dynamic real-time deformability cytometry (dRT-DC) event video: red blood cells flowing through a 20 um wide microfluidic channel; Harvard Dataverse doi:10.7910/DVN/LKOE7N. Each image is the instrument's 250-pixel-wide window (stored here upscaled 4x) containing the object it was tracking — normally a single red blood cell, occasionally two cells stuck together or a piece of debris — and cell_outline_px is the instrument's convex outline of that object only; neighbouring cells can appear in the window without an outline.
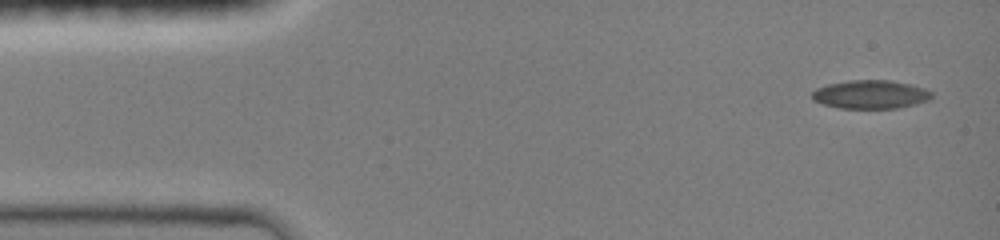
{"species": "common noctule bat (a hibernating species)", "species_latin": "Nyctalus noctula", "temperature_condition": "room temperature", "stored_images_in_passage": 18, "camera_frame_rate_fps": 3000, "um_per_image_px": 0.085, "animal": {"sex": "female", "body_mass_g": 19.0, "forearm_length_mm": 51.5}, "frame": {"image": 1, "passage_image": 1, "time_ms": 0.0, "image_size_px": [1000, 240], "cell_outline_px": [[932, 96], [928, 100], [916, 104], [896, 108], [840, 108], [824, 104], [812, 100], [812, 92], [816, 88], [828, 84], [852, 80], [892, 80], [924, 88], [932, 92]], "centroid_in_image_um": [73.99, 8.02], "position_along_channel_um": 11.0, "area_um2": 19.77}}
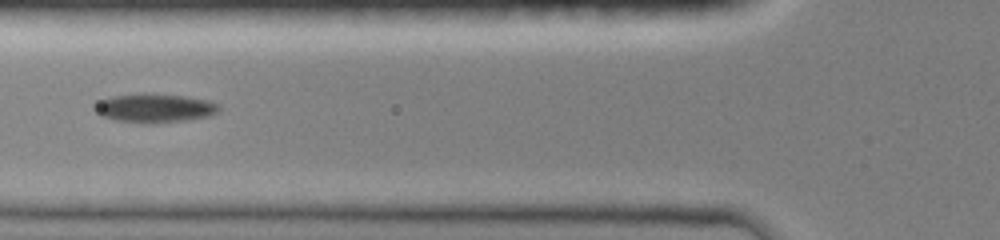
{"frame": {"image": 2, "passage_image": 11, "time_ms": 5.0, "image_size_px": [1000, 240], "cell_outline_px": [[220, 108], [216, 112], [208, 116], [184, 120], [116, 120], [100, 116], [92, 108], [96, 100], [112, 96], [184, 96], [208, 100], [220, 104]], "centroid_in_image_um": [13.12, 9.17], "position_along_channel_um": 112.7, "area_um2": 19.19}}
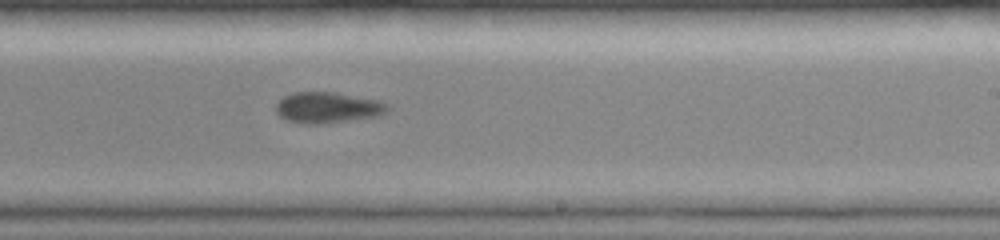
{"frame": {"image": 3, "passage_image": 18, "time_ms": 8.667, "image_size_px": [1000, 240], "cell_outline_px": [[388, 108], [380, 116], [320, 124], [304, 124], [288, 120], [280, 116], [276, 112], [276, 104], [284, 96], [292, 92], [336, 92], [384, 100], [388, 104]], "centroid_in_image_um": [27.89, 9.13], "position_along_channel_um": 261.1, "area_um2": 20.35}}